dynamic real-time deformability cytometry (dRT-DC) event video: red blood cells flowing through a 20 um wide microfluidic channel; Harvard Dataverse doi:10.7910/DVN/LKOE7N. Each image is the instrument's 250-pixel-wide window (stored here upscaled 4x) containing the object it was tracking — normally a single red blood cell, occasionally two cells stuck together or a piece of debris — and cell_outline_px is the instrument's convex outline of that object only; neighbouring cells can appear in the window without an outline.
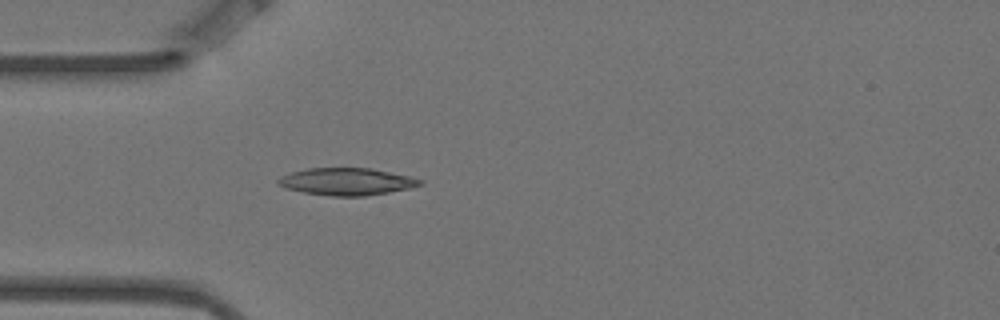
{"species": "Egyptian fruit bat (a non-hibernating species)", "species_latin": "Rousettus aegyptiacus", "temperature_condition": "warm", "stored_images_in_passage": 2, "camera_frame_rate_fps": 3000, "um_per_image_px": 0.085, "animal": {"sex": "female"}, "frame": {"image": 1, "passage_image": 2, "time_ms": 0.333, "image_size_px": [1000, 320], "cell_outline_px": [[424, 184], [408, 188], [388, 192], [364, 196], [332, 196], [304, 192], [284, 188], [276, 184], [276, 180], [280, 176], [292, 172], [308, 168], [372, 168], [408, 176], [424, 180]], "centroid_in_image_um": [29.44, 15.43], "position_along_channel_um": 55.6, "area_um2": 22.48}}